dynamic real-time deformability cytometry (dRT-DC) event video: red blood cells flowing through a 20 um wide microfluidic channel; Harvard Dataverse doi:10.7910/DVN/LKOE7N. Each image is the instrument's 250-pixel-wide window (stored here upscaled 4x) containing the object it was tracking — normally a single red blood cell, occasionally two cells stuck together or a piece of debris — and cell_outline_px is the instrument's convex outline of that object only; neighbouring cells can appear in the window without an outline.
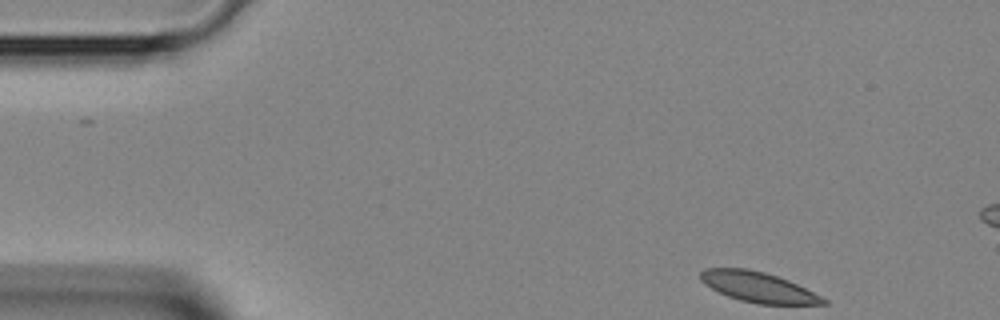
{"species": "Egyptian fruit bat (a non-hibernating species)", "species_latin": "Rousettus aegyptiacus", "temperature_condition": "room temperature", "stored_images_in_passage": 9, "camera_frame_rate_fps": 3000, "um_per_image_px": 0.085, "animal": {"sex": "female"}, "frame": {"image": 1, "passage_image": 1, "time_ms": 0.0, "image_size_px": [1000, 320], "cell_outline_px": [[828, 304], [756, 304], [740, 300], [728, 296], [704, 284], [700, 280], [700, 272], [704, 268], [748, 268], [764, 272], [788, 280], [828, 300]], "centroid_in_image_um": [64.41, 24.4], "position_along_channel_um": 20.6, "area_um2": 21.44}}